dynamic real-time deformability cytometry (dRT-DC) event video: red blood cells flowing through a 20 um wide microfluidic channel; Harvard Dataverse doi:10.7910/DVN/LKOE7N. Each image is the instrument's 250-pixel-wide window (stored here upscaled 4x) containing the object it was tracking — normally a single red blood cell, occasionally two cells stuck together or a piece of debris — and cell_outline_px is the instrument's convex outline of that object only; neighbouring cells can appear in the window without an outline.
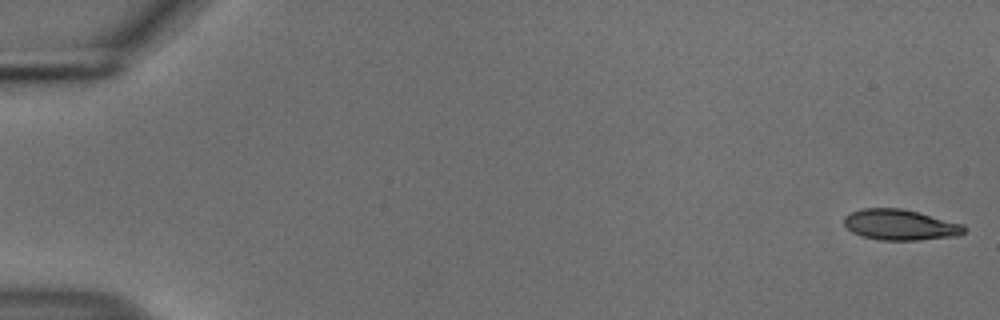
{"species": "common noctule bat (a hibernating species)", "species_latin": "Nyctalus noctula", "temperature_condition": "cold", "stored_images_in_passage": 54, "camera_frame_rate_fps": 3000, "um_per_image_px": 0.085, "animal": {"sex": "male", "body_mass_g": 18.8}, "frame": {"image": 1, "passage_image": 1, "time_ms": 0.0, "image_size_px": [1000, 320], "cell_outline_px": [[964, 232], [956, 236], [916, 240], [880, 240], [860, 236], [852, 232], [844, 224], [844, 216], [852, 212], [864, 208], [900, 208], [964, 224]], "centroid_in_image_um": [76.48, 19.11], "position_along_channel_um": 8.5, "area_um2": 21.27}}
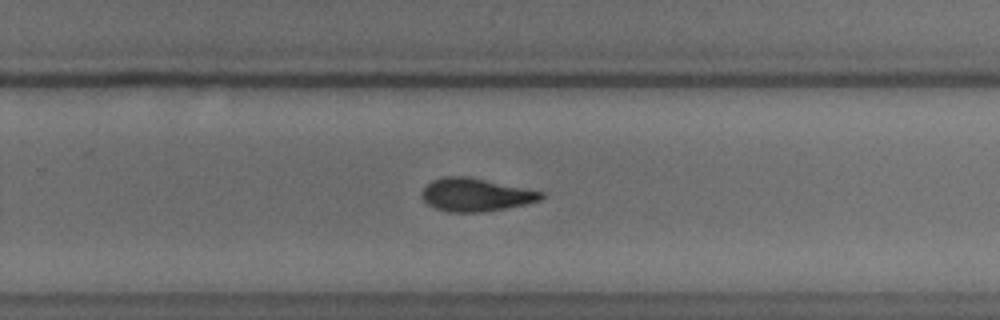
{"frame": {"image": 2, "passage_image": 36, "time_ms": 11.667, "image_size_px": [1000, 320], "cell_outline_px": [[544, 196], [540, 200], [524, 204], [484, 212], [448, 212], [436, 208], [428, 204], [420, 196], [424, 188], [432, 180], [444, 176], [464, 176], [544, 192]], "centroid_in_image_um": [40.4, 16.56], "position_along_channel_um": 289.4, "area_um2": 22.6}}
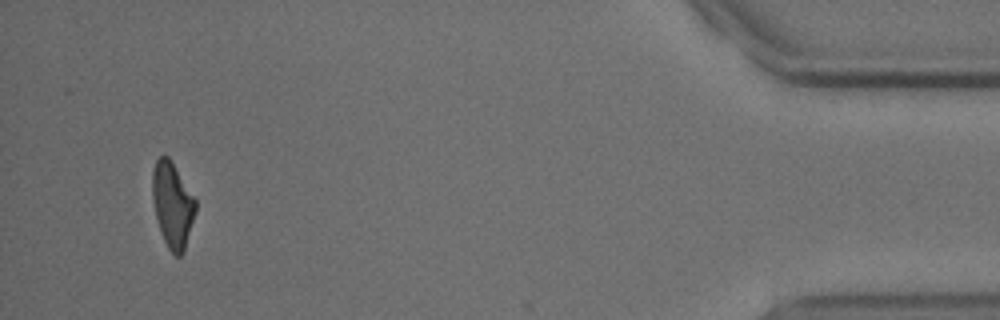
{"frame": {"image": 3, "passage_image": 52, "time_ms": 17.0, "image_size_px": [1000, 320], "cell_outline_px": [[196, 212], [184, 252], [180, 256], [176, 256], [168, 248], [160, 232], [152, 200], [152, 172], [156, 160], [164, 152], [168, 156], [196, 200]], "centroid_in_image_um": [14.65, 17.41], "position_along_channel_um": 420.5, "area_um2": 21.5}, "authors_computed_cell_mechanics": {"area_um2": 22.7154, "velocity_mm_per_s": 3.7336, "shape_relaxation_time_tau1_ms": 2.7583, "shape_relaxation_time_tau2_ms": 3.8561, "deformation_change_tau1": 0.1555, "deformation_change_tau2": 0.1232}}